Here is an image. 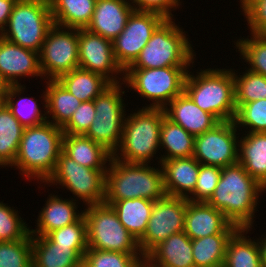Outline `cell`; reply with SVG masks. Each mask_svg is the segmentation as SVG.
<instances>
[{
    "label": "cell",
    "instance_id": "obj_46",
    "mask_svg": "<svg viewBox=\"0 0 266 267\" xmlns=\"http://www.w3.org/2000/svg\"><path fill=\"white\" fill-rule=\"evenodd\" d=\"M135 11L156 12L165 18H174L171 11L181 5L180 0H130Z\"/></svg>",
    "mask_w": 266,
    "mask_h": 267
},
{
    "label": "cell",
    "instance_id": "obj_29",
    "mask_svg": "<svg viewBox=\"0 0 266 267\" xmlns=\"http://www.w3.org/2000/svg\"><path fill=\"white\" fill-rule=\"evenodd\" d=\"M46 83L47 121L63 128L82 101L72 95L59 81L48 80Z\"/></svg>",
    "mask_w": 266,
    "mask_h": 267
},
{
    "label": "cell",
    "instance_id": "obj_6",
    "mask_svg": "<svg viewBox=\"0 0 266 267\" xmlns=\"http://www.w3.org/2000/svg\"><path fill=\"white\" fill-rule=\"evenodd\" d=\"M173 20L166 18L157 27L147 45L127 69L190 67L191 63L193 66L195 50L186 32Z\"/></svg>",
    "mask_w": 266,
    "mask_h": 267
},
{
    "label": "cell",
    "instance_id": "obj_9",
    "mask_svg": "<svg viewBox=\"0 0 266 267\" xmlns=\"http://www.w3.org/2000/svg\"><path fill=\"white\" fill-rule=\"evenodd\" d=\"M84 207L88 249L142 254L138 240L123 226L110 205L102 203Z\"/></svg>",
    "mask_w": 266,
    "mask_h": 267
},
{
    "label": "cell",
    "instance_id": "obj_7",
    "mask_svg": "<svg viewBox=\"0 0 266 267\" xmlns=\"http://www.w3.org/2000/svg\"><path fill=\"white\" fill-rule=\"evenodd\" d=\"M53 24L49 0H17L0 36L39 53Z\"/></svg>",
    "mask_w": 266,
    "mask_h": 267
},
{
    "label": "cell",
    "instance_id": "obj_32",
    "mask_svg": "<svg viewBox=\"0 0 266 267\" xmlns=\"http://www.w3.org/2000/svg\"><path fill=\"white\" fill-rule=\"evenodd\" d=\"M57 81L82 102L94 100L112 84L104 76L81 68L62 74Z\"/></svg>",
    "mask_w": 266,
    "mask_h": 267
},
{
    "label": "cell",
    "instance_id": "obj_42",
    "mask_svg": "<svg viewBox=\"0 0 266 267\" xmlns=\"http://www.w3.org/2000/svg\"><path fill=\"white\" fill-rule=\"evenodd\" d=\"M57 246H88L84 215L76 222L55 229L46 235Z\"/></svg>",
    "mask_w": 266,
    "mask_h": 267
},
{
    "label": "cell",
    "instance_id": "obj_44",
    "mask_svg": "<svg viewBox=\"0 0 266 267\" xmlns=\"http://www.w3.org/2000/svg\"><path fill=\"white\" fill-rule=\"evenodd\" d=\"M251 33L266 36V0H240Z\"/></svg>",
    "mask_w": 266,
    "mask_h": 267
},
{
    "label": "cell",
    "instance_id": "obj_18",
    "mask_svg": "<svg viewBox=\"0 0 266 267\" xmlns=\"http://www.w3.org/2000/svg\"><path fill=\"white\" fill-rule=\"evenodd\" d=\"M237 229L221 211L207 202H187L184 232L191 239L219 233H234Z\"/></svg>",
    "mask_w": 266,
    "mask_h": 267
},
{
    "label": "cell",
    "instance_id": "obj_12",
    "mask_svg": "<svg viewBox=\"0 0 266 267\" xmlns=\"http://www.w3.org/2000/svg\"><path fill=\"white\" fill-rule=\"evenodd\" d=\"M78 34L76 28L56 24L50 28L39 52L45 81L57 80L62 74L79 68Z\"/></svg>",
    "mask_w": 266,
    "mask_h": 267
},
{
    "label": "cell",
    "instance_id": "obj_47",
    "mask_svg": "<svg viewBox=\"0 0 266 267\" xmlns=\"http://www.w3.org/2000/svg\"><path fill=\"white\" fill-rule=\"evenodd\" d=\"M17 0H0V34L6 28L12 8Z\"/></svg>",
    "mask_w": 266,
    "mask_h": 267
},
{
    "label": "cell",
    "instance_id": "obj_25",
    "mask_svg": "<svg viewBox=\"0 0 266 267\" xmlns=\"http://www.w3.org/2000/svg\"><path fill=\"white\" fill-rule=\"evenodd\" d=\"M244 135L239 138L238 162L266 189V132Z\"/></svg>",
    "mask_w": 266,
    "mask_h": 267
},
{
    "label": "cell",
    "instance_id": "obj_24",
    "mask_svg": "<svg viewBox=\"0 0 266 267\" xmlns=\"http://www.w3.org/2000/svg\"><path fill=\"white\" fill-rule=\"evenodd\" d=\"M192 240L183 231L174 233L157 245L146 257L150 267H195Z\"/></svg>",
    "mask_w": 266,
    "mask_h": 267
},
{
    "label": "cell",
    "instance_id": "obj_19",
    "mask_svg": "<svg viewBox=\"0 0 266 267\" xmlns=\"http://www.w3.org/2000/svg\"><path fill=\"white\" fill-rule=\"evenodd\" d=\"M133 11L129 0H96L91 22L86 29L113 42L124 30Z\"/></svg>",
    "mask_w": 266,
    "mask_h": 267
},
{
    "label": "cell",
    "instance_id": "obj_16",
    "mask_svg": "<svg viewBox=\"0 0 266 267\" xmlns=\"http://www.w3.org/2000/svg\"><path fill=\"white\" fill-rule=\"evenodd\" d=\"M78 44L79 68L98 73L111 83L124 81V70L115 59L111 40L87 29H79Z\"/></svg>",
    "mask_w": 266,
    "mask_h": 267
},
{
    "label": "cell",
    "instance_id": "obj_4",
    "mask_svg": "<svg viewBox=\"0 0 266 267\" xmlns=\"http://www.w3.org/2000/svg\"><path fill=\"white\" fill-rule=\"evenodd\" d=\"M190 70L184 83V92L203 111L220 122L234 121L236 115L235 80L233 69L208 68L194 75Z\"/></svg>",
    "mask_w": 266,
    "mask_h": 267
},
{
    "label": "cell",
    "instance_id": "obj_22",
    "mask_svg": "<svg viewBox=\"0 0 266 267\" xmlns=\"http://www.w3.org/2000/svg\"><path fill=\"white\" fill-rule=\"evenodd\" d=\"M160 165L167 196L187 198L194 191L200 163L193 156L164 160Z\"/></svg>",
    "mask_w": 266,
    "mask_h": 267
},
{
    "label": "cell",
    "instance_id": "obj_3",
    "mask_svg": "<svg viewBox=\"0 0 266 267\" xmlns=\"http://www.w3.org/2000/svg\"><path fill=\"white\" fill-rule=\"evenodd\" d=\"M163 171L149 164L127 163L111 157L106 172L105 201L144 198L163 199Z\"/></svg>",
    "mask_w": 266,
    "mask_h": 267
},
{
    "label": "cell",
    "instance_id": "obj_48",
    "mask_svg": "<svg viewBox=\"0 0 266 267\" xmlns=\"http://www.w3.org/2000/svg\"><path fill=\"white\" fill-rule=\"evenodd\" d=\"M9 87L10 84L5 80V78L0 73V102H4Z\"/></svg>",
    "mask_w": 266,
    "mask_h": 267
},
{
    "label": "cell",
    "instance_id": "obj_1",
    "mask_svg": "<svg viewBox=\"0 0 266 267\" xmlns=\"http://www.w3.org/2000/svg\"><path fill=\"white\" fill-rule=\"evenodd\" d=\"M266 189L238 162L222 168L219 182L208 204L221 211L238 229H253L259 196Z\"/></svg>",
    "mask_w": 266,
    "mask_h": 267
},
{
    "label": "cell",
    "instance_id": "obj_26",
    "mask_svg": "<svg viewBox=\"0 0 266 267\" xmlns=\"http://www.w3.org/2000/svg\"><path fill=\"white\" fill-rule=\"evenodd\" d=\"M62 152L82 166L107 169L112 155L85 135H63Z\"/></svg>",
    "mask_w": 266,
    "mask_h": 267
},
{
    "label": "cell",
    "instance_id": "obj_14",
    "mask_svg": "<svg viewBox=\"0 0 266 267\" xmlns=\"http://www.w3.org/2000/svg\"><path fill=\"white\" fill-rule=\"evenodd\" d=\"M234 121H223L195 136L193 157L203 165L226 167L238 163L239 137Z\"/></svg>",
    "mask_w": 266,
    "mask_h": 267
},
{
    "label": "cell",
    "instance_id": "obj_2",
    "mask_svg": "<svg viewBox=\"0 0 266 267\" xmlns=\"http://www.w3.org/2000/svg\"><path fill=\"white\" fill-rule=\"evenodd\" d=\"M63 135L62 128L49 121L25 127L13 168L27 180L45 183L55 171Z\"/></svg>",
    "mask_w": 266,
    "mask_h": 267
},
{
    "label": "cell",
    "instance_id": "obj_8",
    "mask_svg": "<svg viewBox=\"0 0 266 267\" xmlns=\"http://www.w3.org/2000/svg\"><path fill=\"white\" fill-rule=\"evenodd\" d=\"M189 67H164L150 69H126L125 88H129L146 98L145 108L164 109L177 96L184 92V83Z\"/></svg>",
    "mask_w": 266,
    "mask_h": 267
},
{
    "label": "cell",
    "instance_id": "obj_35",
    "mask_svg": "<svg viewBox=\"0 0 266 267\" xmlns=\"http://www.w3.org/2000/svg\"><path fill=\"white\" fill-rule=\"evenodd\" d=\"M233 233H219L192 240L195 267H223L226 245Z\"/></svg>",
    "mask_w": 266,
    "mask_h": 267
},
{
    "label": "cell",
    "instance_id": "obj_30",
    "mask_svg": "<svg viewBox=\"0 0 266 267\" xmlns=\"http://www.w3.org/2000/svg\"><path fill=\"white\" fill-rule=\"evenodd\" d=\"M96 0H49L54 24L86 29L91 22Z\"/></svg>",
    "mask_w": 266,
    "mask_h": 267
},
{
    "label": "cell",
    "instance_id": "obj_36",
    "mask_svg": "<svg viewBox=\"0 0 266 267\" xmlns=\"http://www.w3.org/2000/svg\"><path fill=\"white\" fill-rule=\"evenodd\" d=\"M233 69L235 80V104L238 109L241 105L251 101L266 99V77L245 70L242 75H237Z\"/></svg>",
    "mask_w": 266,
    "mask_h": 267
},
{
    "label": "cell",
    "instance_id": "obj_31",
    "mask_svg": "<svg viewBox=\"0 0 266 267\" xmlns=\"http://www.w3.org/2000/svg\"><path fill=\"white\" fill-rule=\"evenodd\" d=\"M26 86L23 85H10L4 103L11 110L12 115L24 126L31 127L37 126L47 121L46 113V92L43 91L42 103L44 107V112L40 109V104H38L35 97H20L21 94L25 91ZM19 99L16 101V97ZM43 112V113H42Z\"/></svg>",
    "mask_w": 266,
    "mask_h": 267
},
{
    "label": "cell",
    "instance_id": "obj_10",
    "mask_svg": "<svg viewBox=\"0 0 266 267\" xmlns=\"http://www.w3.org/2000/svg\"><path fill=\"white\" fill-rule=\"evenodd\" d=\"M124 83H112L94 99L95 118L85 136L101 145L112 156L120 146L125 116L121 89Z\"/></svg>",
    "mask_w": 266,
    "mask_h": 267
},
{
    "label": "cell",
    "instance_id": "obj_5",
    "mask_svg": "<svg viewBox=\"0 0 266 267\" xmlns=\"http://www.w3.org/2000/svg\"><path fill=\"white\" fill-rule=\"evenodd\" d=\"M165 116L164 109L144 106L127 115L121 143L113 157L127 163L151 165L160 149V128Z\"/></svg>",
    "mask_w": 266,
    "mask_h": 267
},
{
    "label": "cell",
    "instance_id": "obj_37",
    "mask_svg": "<svg viewBox=\"0 0 266 267\" xmlns=\"http://www.w3.org/2000/svg\"><path fill=\"white\" fill-rule=\"evenodd\" d=\"M250 35V38L237 39L234 47L238 49L240 59L249 65L248 70L266 77V36L254 33Z\"/></svg>",
    "mask_w": 266,
    "mask_h": 267
},
{
    "label": "cell",
    "instance_id": "obj_15",
    "mask_svg": "<svg viewBox=\"0 0 266 267\" xmlns=\"http://www.w3.org/2000/svg\"><path fill=\"white\" fill-rule=\"evenodd\" d=\"M166 18L156 12L133 11L124 30L113 40L114 56L125 71L151 39Z\"/></svg>",
    "mask_w": 266,
    "mask_h": 267
},
{
    "label": "cell",
    "instance_id": "obj_28",
    "mask_svg": "<svg viewBox=\"0 0 266 267\" xmlns=\"http://www.w3.org/2000/svg\"><path fill=\"white\" fill-rule=\"evenodd\" d=\"M249 231L251 230L239 228L229 238L223 267H262L258 239L246 237Z\"/></svg>",
    "mask_w": 266,
    "mask_h": 267
},
{
    "label": "cell",
    "instance_id": "obj_34",
    "mask_svg": "<svg viewBox=\"0 0 266 267\" xmlns=\"http://www.w3.org/2000/svg\"><path fill=\"white\" fill-rule=\"evenodd\" d=\"M24 126L12 115L4 102H0V166L14 164Z\"/></svg>",
    "mask_w": 266,
    "mask_h": 267
},
{
    "label": "cell",
    "instance_id": "obj_21",
    "mask_svg": "<svg viewBox=\"0 0 266 267\" xmlns=\"http://www.w3.org/2000/svg\"><path fill=\"white\" fill-rule=\"evenodd\" d=\"M164 111L168 119L193 136L203 134L220 123L214 115L199 108L185 92L175 97Z\"/></svg>",
    "mask_w": 266,
    "mask_h": 267
},
{
    "label": "cell",
    "instance_id": "obj_11",
    "mask_svg": "<svg viewBox=\"0 0 266 267\" xmlns=\"http://www.w3.org/2000/svg\"><path fill=\"white\" fill-rule=\"evenodd\" d=\"M106 172L107 169L82 166L61 152L54 173L44 185H61L86 206L102 204L105 201Z\"/></svg>",
    "mask_w": 266,
    "mask_h": 267
},
{
    "label": "cell",
    "instance_id": "obj_40",
    "mask_svg": "<svg viewBox=\"0 0 266 267\" xmlns=\"http://www.w3.org/2000/svg\"><path fill=\"white\" fill-rule=\"evenodd\" d=\"M234 123L238 130L246 127L245 133L266 132V99L251 101L236 110Z\"/></svg>",
    "mask_w": 266,
    "mask_h": 267
},
{
    "label": "cell",
    "instance_id": "obj_50",
    "mask_svg": "<svg viewBox=\"0 0 266 267\" xmlns=\"http://www.w3.org/2000/svg\"><path fill=\"white\" fill-rule=\"evenodd\" d=\"M139 267H150L146 262H143Z\"/></svg>",
    "mask_w": 266,
    "mask_h": 267
},
{
    "label": "cell",
    "instance_id": "obj_45",
    "mask_svg": "<svg viewBox=\"0 0 266 267\" xmlns=\"http://www.w3.org/2000/svg\"><path fill=\"white\" fill-rule=\"evenodd\" d=\"M95 113L94 100L81 102L69 122L62 128L63 133L85 135L95 118Z\"/></svg>",
    "mask_w": 266,
    "mask_h": 267
},
{
    "label": "cell",
    "instance_id": "obj_20",
    "mask_svg": "<svg viewBox=\"0 0 266 267\" xmlns=\"http://www.w3.org/2000/svg\"><path fill=\"white\" fill-rule=\"evenodd\" d=\"M88 246H57L47 236H32L33 267H82Z\"/></svg>",
    "mask_w": 266,
    "mask_h": 267
},
{
    "label": "cell",
    "instance_id": "obj_33",
    "mask_svg": "<svg viewBox=\"0 0 266 267\" xmlns=\"http://www.w3.org/2000/svg\"><path fill=\"white\" fill-rule=\"evenodd\" d=\"M195 136L173 123L166 116L160 128V148L166 151L157 159L158 163L172 158H187L194 154Z\"/></svg>",
    "mask_w": 266,
    "mask_h": 267
},
{
    "label": "cell",
    "instance_id": "obj_27",
    "mask_svg": "<svg viewBox=\"0 0 266 267\" xmlns=\"http://www.w3.org/2000/svg\"><path fill=\"white\" fill-rule=\"evenodd\" d=\"M153 202L144 198L104 201L116 212L123 226L139 240L145 233L151 216Z\"/></svg>",
    "mask_w": 266,
    "mask_h": 267
},
{
    "label": "cell",
    "instance_id": "obj_23",
    "mask_svg": "<svg viewBox=\"0 0 266 267\" xmlns=\"http://www.w3.org/2000/svg\"><path fill=\"white\" fill-rule=\"evenodd\" d=\"M47 197L45 207L39 212L36 229H30L31 236H46L49 232L76 222L84 213L79 212L78 200L64 199L55 194ZM77 201V202H76ZM77 203V204H76Z\"/></svg>",
    "mask_w": 266,
    "mask_h": 267
},
{
    "label": "cell",
    "instance_id": "obj_49",
    "mask_svg": "<svg viewBox=\"0 0 266 267\" xmlns=\"http://www.w3.org/2000/svg\"><path fill=\"white\" fill-rule=\"evenodd\" d=\"M266 235V234H265ZM262 234V236L258 239L259 246L261 249V260L262 267H266V236Z\"/></svg>",
    "mask_w": 266,
    "mask_h": 267
},
{
    "label": "cell",
    "instance_id": "obj_39",
    "mask_svg": "<svg viewBox=\"0 0 266 267\" xmlns=\"http://www.w3.org/2000/svg\"><path fill=\"white\" fill-rule=\"evenodd\" d=\"M0 267H33L31 234L25 239L0 242Z\"/></svg>",
    "mask_w": 266,
    "mask_h": 267
},
{
    "label": "cell",
    "instance_id": "obj_43",
    "mask_svg": "<svg viewBox=\"0 0 266 267\" xmlns=\"http://www.w3.org/2000/svg\"><path fill=\"white\" fill-rule=\"evenodd\" d=\"M221 171V167L200 164L196 186L186 199L193 202H207L216 189Z\"/></svg>",
    "mask_w": 266,
    "mask_h": 267
},
{
    "label": "cell",
    "instance_id": "obj_17",
    "mask_svg": "<svg viewBox=\"0 0 266 267\" xmlns=\"http://www.w3.org/2000/svg\"><path fill=\"white\" fill-rule=\"evenodd\" d=\"M0 73L10 85H21L22 77L39 76L43 80L39 53L0 36Z\"/></svg>",
    "mask_w": 266,
    "mask_h": 267
},
{
    "label": "cell",
    "instance_id": "obj_38",
    "mask_svg": "<svg viewBox=\"0 0 266 267\" xmlns=\"http://www.w3.org/2000/svg\"><path fill=\"white\" fill-rule=\"evenodd\" d=\"M143 262L142 254L87 249L82 267H139Z\"/></svg>",
    "mask_w": 266,
    "mask_h": 267
},
{
    "label": "cell",
    "instance_id": "obj_41",
    "mask_svg": "<svg viewBox=\"0 0 266 267\" xmlns=\"http://www.w3.org/2000/svg\"><path fill=\"white\" fill-rule=\"evenodd\" d=\"M30 228L14 207L0 202V242L17 241L30 235Z\"/></svg>",
    "mask_w": 266,
    "mask_h": 267
},
{
    "label": "cell",
    "instance_id": "obj_13",
    "mask_svg": "<svg viewBox=\"0 0 266 267\" xmlns=\"http://www.w3.org/2000/svg\"><path fill=\"white\" fill-rule=\"evenodd\" d=\"M187 202L186 198L167 195L153 202L146 231L138 240L144 258L169 236L184 231Z\"/></svg>",
    "mask_w": 266,
    "mask_h": 267
}]
</instances>
